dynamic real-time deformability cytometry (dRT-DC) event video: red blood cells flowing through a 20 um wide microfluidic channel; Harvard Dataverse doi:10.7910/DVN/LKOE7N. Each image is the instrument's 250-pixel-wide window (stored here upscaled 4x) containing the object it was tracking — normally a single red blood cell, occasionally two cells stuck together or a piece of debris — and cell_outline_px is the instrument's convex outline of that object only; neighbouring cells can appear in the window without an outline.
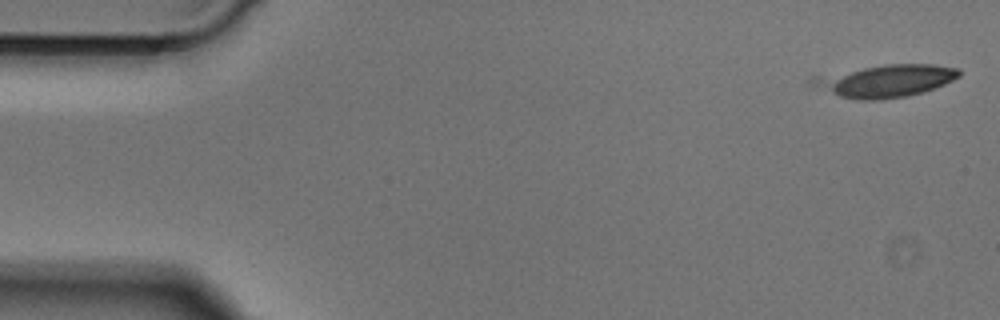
{"species": "Egyptian fruit bat (a non-hibernating species)", "species_latin": "Rousettus aegyptiacus", "temperature_condition": "cold", "stored_images_in_passage": 21, "camera_frame_rate_fps": 3000, "um_per_image_px": 0.085, "animal": {"sex": "male"}, "frame": {"image": 1, "passage_image": 1, "time_ms": 0.0, "image_size_px": [1000, 320], "cell_outline_px": [[960, 76], [944, 84], [924, 92], [908, 96], [880, 100], [864, 100], [840, 96], [808, 84], [808, 76], [884, 64], [932, 64], [960, 68]], "centroid_in_image_um": [75.21, 6.86], "position_along_channel_um": 9.8, "area_um2": 28.03}}
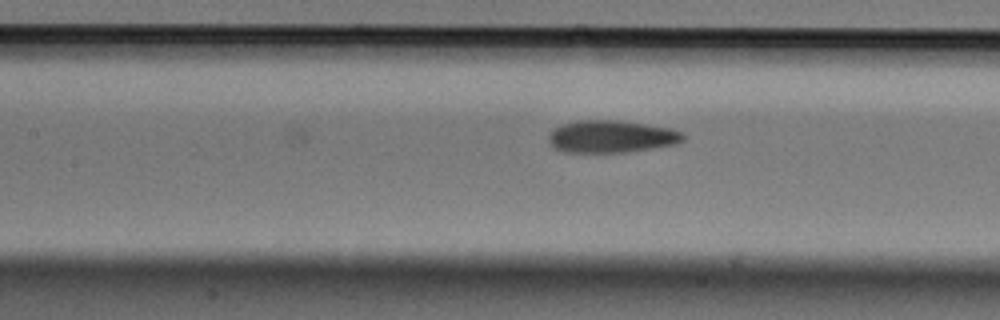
{"frame": {"image": 2, "passage_image": 21, "time_ms": 6.667, "image_size_px": [1000, 320], "cell_outline_px": [[684, 140], [676, 144], [628, 152], [564, 152], [552, 148], [548, 140], [548, 132], [552, 128], [576, 120], [620, 120], [672, 128], [684, 132]], "centroid_in_image_um": [51.94, 11.6], "position_along_channel_um": 155.5, "area_um2": 25.72}}